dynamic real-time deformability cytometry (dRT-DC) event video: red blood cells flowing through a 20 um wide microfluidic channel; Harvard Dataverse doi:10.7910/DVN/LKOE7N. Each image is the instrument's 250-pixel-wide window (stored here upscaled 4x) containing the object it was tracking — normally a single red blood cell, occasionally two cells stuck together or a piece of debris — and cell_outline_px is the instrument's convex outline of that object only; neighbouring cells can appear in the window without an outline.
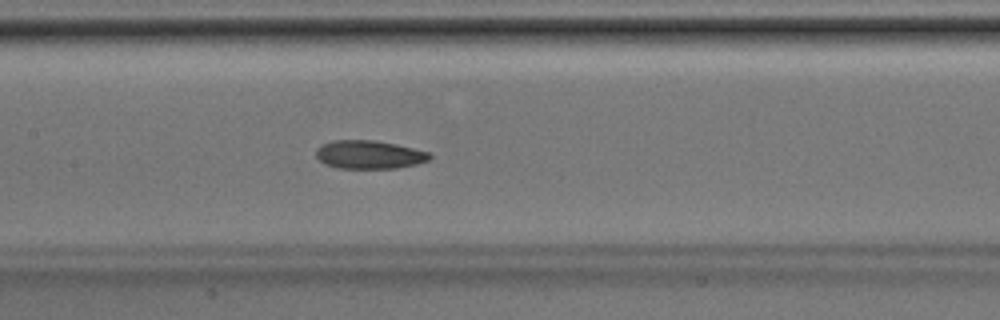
{"species": "Egyptian fruit bat (a non-hibernating species)", "species_latin": "Rousettus aegyptiacus", "temperature_condition": "room temperature", "stored_images_in_passage": 31, "camera_frame_rate_fps": 3000, "um_per_image_px": 0.085, "animal": {"sex": "male"}, "frame": {"image": 1, "passage_image": 10, "time_ms": 3.0, "image_size_px": [1000, 320], "cell_outline_px": [[432, 156], [428, 160], [416, 164], [396, 168], [336, 168], [324, 164], [316, 156], [316, 148], [320, 144], [332, 140], [376, 140], [396, 144], [428, 152]], "centroid_in_image_um": [31.33, 13.13], "position_along_channel_um": 176.1, "area_um2": 18.84}}